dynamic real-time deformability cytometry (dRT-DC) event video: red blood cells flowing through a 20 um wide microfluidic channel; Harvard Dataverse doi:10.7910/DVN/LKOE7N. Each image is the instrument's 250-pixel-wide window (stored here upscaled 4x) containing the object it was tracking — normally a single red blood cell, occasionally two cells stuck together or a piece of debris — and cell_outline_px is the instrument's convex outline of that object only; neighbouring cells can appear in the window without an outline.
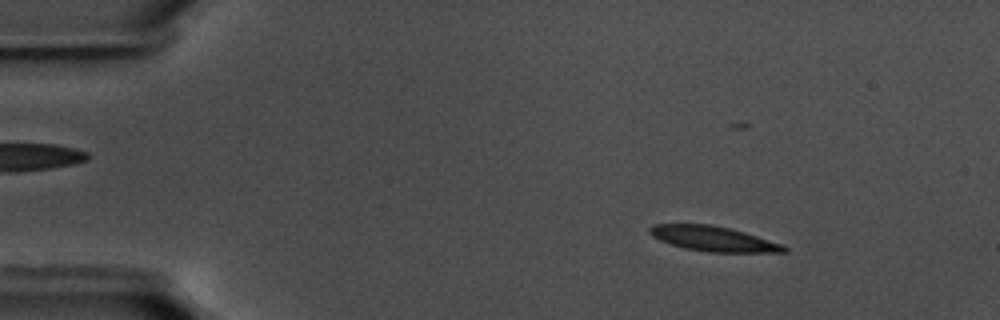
{"species": "common noctule bat (a hibernating species)", "species_latin": "Nyctalus noctula", "temperature_condition": "warm", "stored_images_in_passage": 13, "camera_frame_rate_fps": 3000, "um_per_image_px": 0.085, "animal": {"sex": "male", "body_mass_g": 17.5, "forearm_length_mm": 52.3}, "frame": {"image": 1, "passage_image": 4, "time_ms": 1.0, "image_size_px": [1000, 320], "cell_outline_px": [[784, 248], [700, 248], [680, 244], [660, 236], [656, 232], [656, 228], [680, 224], [688, 224], [716, 228], [748, 236]], "centroid_in_image_um": [60.34, 20.19], "position_along_channel_um": 24.7, "area_um2": 13.06}}